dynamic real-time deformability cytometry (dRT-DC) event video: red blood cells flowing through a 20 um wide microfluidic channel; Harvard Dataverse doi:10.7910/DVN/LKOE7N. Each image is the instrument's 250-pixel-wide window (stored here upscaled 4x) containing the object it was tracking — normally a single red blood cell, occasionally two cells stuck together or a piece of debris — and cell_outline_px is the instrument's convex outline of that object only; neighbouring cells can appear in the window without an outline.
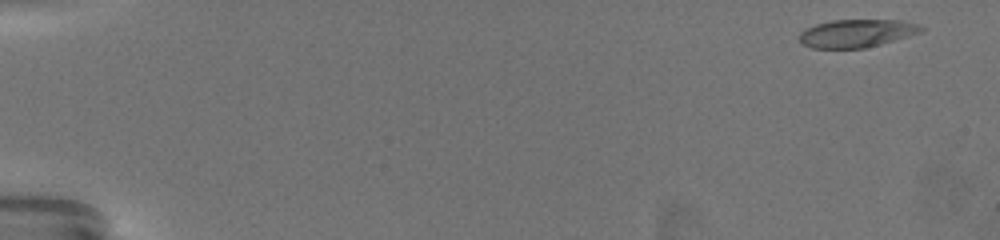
{"species": "common noctule bat (a hibernating species)", "species_latin": "Nyctalus noctula", "temperature_condition": "warm", "stored_images_in_passage": 61, "camera_frame_rate_fps": 3000, "um_per_image_px": 0.085, "animal": {"sex": "female", "body_mass_g": 19.5, "forearm_length_mm": 54.1}, "frame": {"image": 1, "passage_image": 2, "time_ms": 0.333, "image_size_px": [1000, 240], "cell_outline_px": [[924, 32], [880, 44], [864, 48], [812, 48], [804, 44], [800, 40], [800, 32], [804, 28], [816, 24], [832, 20], [900, 20], [920, 24], [924, 28]], "centroid_in_image_um": [72.85, 2.82], "position_along_channel_um": 12.2, "area_um2": 19.88}}
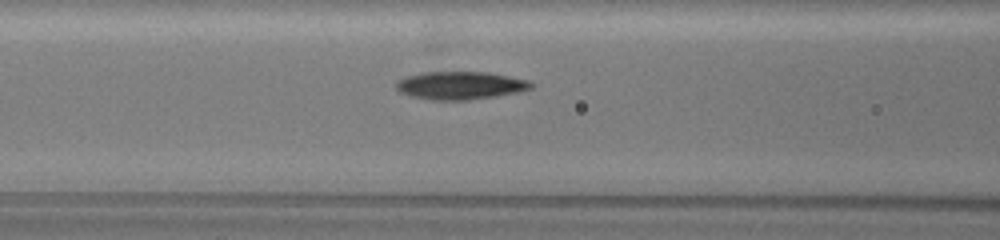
{"frame": {"image": 2, "passage_image": 27, "time_ms": 8.667, "image_size_px": [1000, 240], "cell_outline_px": [[532, 88], [520, 92], [496, 96], [468, 100], [432, 100], [412, 96], [400, 92], [396, 88], [396, 80], [420, 72], [488, 72], [528, 80], [532, 84]], "centroid_in_image_um": [39.12, 7.26], "position_along_channel_um": 127.5, "area_um2": 21.96}}
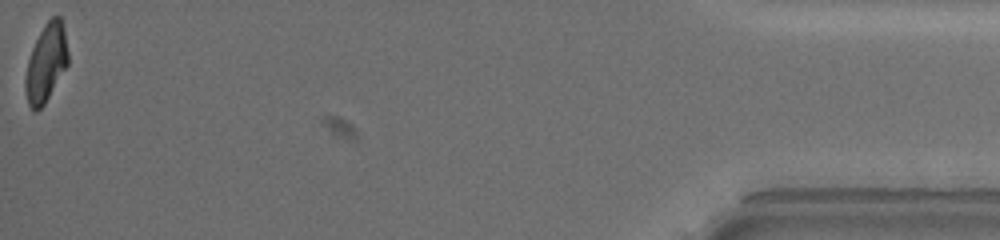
{"frame": {"image": 3, "passage_image": 61, "time_ms": 20.0, "image_size_px": [1000, 240], "cell_outline_px": [[68, 64], [44, 104], [36, 112], [32, 112], [28, 104], [24, 92], [24, 80], [28, 60], [32, 48], [44, 24], [52, 16], [60, 16], [64, 28], [68, 52]], "centroid_in_image_um": [3.9, 5.37], "position_along_channel_um": 431.3, "area_um2": 19.42}, "authors_computed_cell_mechanics": {"area_um2": 21.097, "velocity_mm_per_s": 3.4419, "shape_relaxation_time_tau1_ms": 4.7984, "shape_relaxation_time_tau2_ms": 2.4528, "deformation_change_tau1": 0.2088, "deformation_change_tau2": 0.0881}}